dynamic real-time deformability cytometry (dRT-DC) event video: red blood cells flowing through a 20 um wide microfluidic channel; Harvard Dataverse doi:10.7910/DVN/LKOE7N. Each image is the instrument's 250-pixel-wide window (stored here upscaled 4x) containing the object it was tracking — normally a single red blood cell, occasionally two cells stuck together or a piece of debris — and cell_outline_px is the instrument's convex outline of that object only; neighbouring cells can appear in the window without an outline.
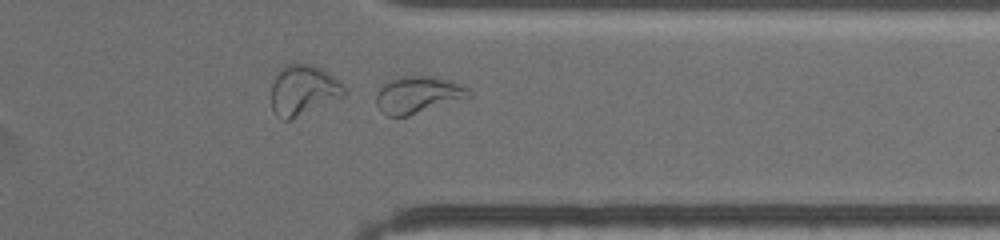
{"species": "common noctule bat (a hibernating species)", "species_latin": "Nyctalus noctula", "temperature_condition": "warm", "stored_images_in_passage": 50, "segment_of_instrument_passage": [2, 2], "camera_frame_rate_fps": 3000, "um_per_image_px": 0.085, "animal": {"sex": "female", "body_mass_g": 19.5, "forearm_length_mm": 54.1}, "frame": {"image": 1, "passage_image": 40, "time_ms": 16.0, "image_size_px": [1000, 240], "cell_outline_px": [[472, 96], [408, 116], [388, 116], [380, 112], [376, 104], [376, 96], [380, 88], [388, 80], [404, 76], [432, 76], [452, 80], [468, 88], [472, 92]], "centroid_in_image_um": [35.53, 8.05], "position_along_channel_um": 375.9, "area_um2": 20.0}}